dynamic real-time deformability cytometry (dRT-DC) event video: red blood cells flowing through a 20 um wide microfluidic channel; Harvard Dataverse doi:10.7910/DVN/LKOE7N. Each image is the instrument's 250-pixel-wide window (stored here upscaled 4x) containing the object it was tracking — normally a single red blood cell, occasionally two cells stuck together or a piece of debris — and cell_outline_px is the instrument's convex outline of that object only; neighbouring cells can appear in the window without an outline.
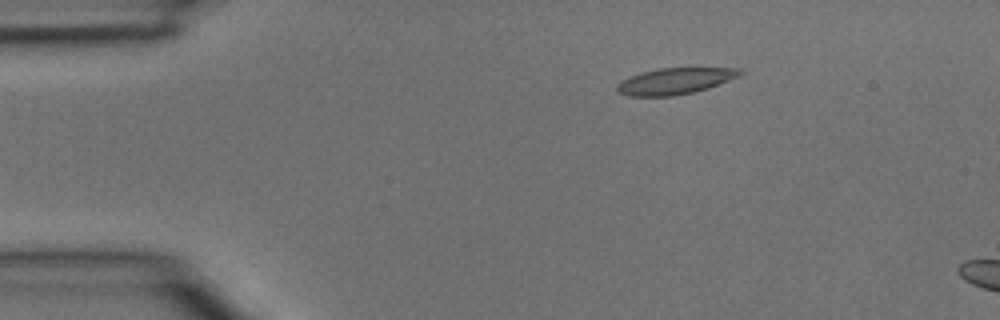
{"species": "common noctule bat (a hibernating species)", "species_latin": "Nyctalus noctula", "temperature_condition": "room temperature", "stored_images_in_passage": 4, "segment_of_instrument_passage": [1, 2], "camera_frame_rate_fps": 3000, "um_per_image_px": 0.085, "animal": {"sex": "male", "body_mass_g": 15.6}, "frame": {"image": 1, "passage_image": 2, "time_ms": 0.333, "image_size_px": [1000, 320], "cell_outline_px": [[744, 72], [740, 76], [708, 88], [692, 92], [672, 96], [628, 96], [616, 92], [616, 84], [620, 80], [640, 72], [660, 68], [740, 68]], "centroid_in_image_um": [57.33, 6.89], "position_along_channel_um": 27.7, "area_um2": 18.96}}